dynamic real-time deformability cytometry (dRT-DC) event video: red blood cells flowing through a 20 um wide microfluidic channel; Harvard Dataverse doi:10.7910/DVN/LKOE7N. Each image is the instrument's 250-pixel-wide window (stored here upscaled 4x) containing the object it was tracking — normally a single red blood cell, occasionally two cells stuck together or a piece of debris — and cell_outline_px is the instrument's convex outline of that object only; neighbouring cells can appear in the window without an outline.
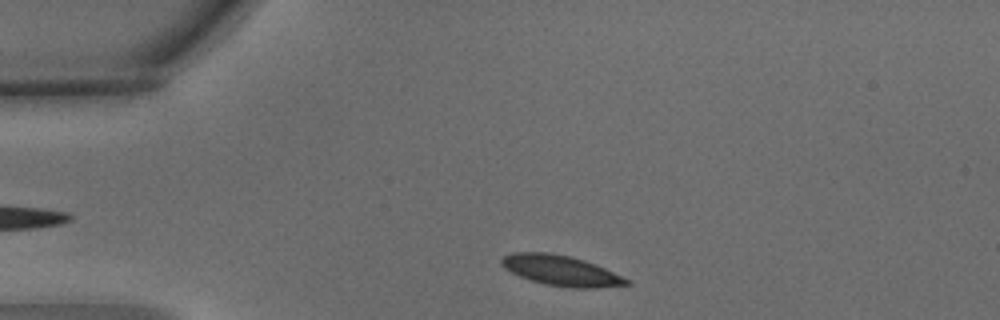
{"species": "common noctule bat (a hibernating species)", "species_latin": "Nyctalus noctula", "temperature_condition": "warm", "stored_images_in_passage": 4, "camera_frame_rate_fps": 3000, "um_per_image_px": 0.085, "animal": {"sex": "male", "body_mass_g": 15.6}, "frame": {"image": 1, "passage_image": 4, "time_ms": 1.0, "image_size_px": [1000, 320], "cell_outline_px": [[632, 284], [596, 288], [572, 288], [548, 284], [532, 280], [520, 276], [504, 268], [500, 264], [500, 260], [504, 256], [512, 252], [548, 252], [568, 256], [584, 260], [596, 264], [632, 280]], "centroid_in_image_um": [47.72, 22.99], "position_along_channel_um": 37.3, "area_um2": 22.08}}